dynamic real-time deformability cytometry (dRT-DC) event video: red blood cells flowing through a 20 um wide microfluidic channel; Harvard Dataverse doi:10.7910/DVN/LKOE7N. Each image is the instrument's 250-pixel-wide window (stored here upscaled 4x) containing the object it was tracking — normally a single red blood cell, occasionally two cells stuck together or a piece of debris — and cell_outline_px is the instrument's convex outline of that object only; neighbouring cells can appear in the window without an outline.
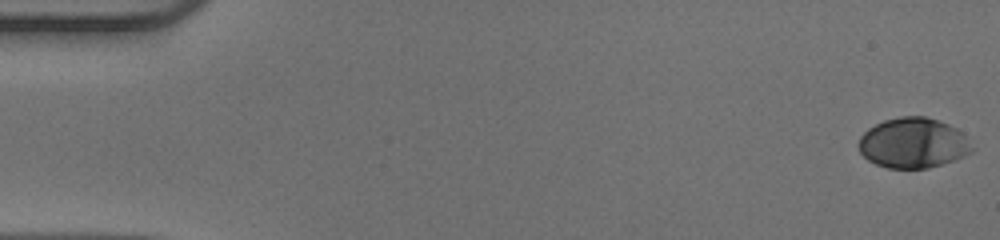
{"species": "human", "species_latin": "Homo sapiens", "temperature_condition": "warm", "stored_images_in_passage": 52, "camera_frame_rate_fps": 3000, "um_per_image_px": 0.085, "donor": {"sex": "male"}, "frame": {"image": 1, "passage_image": 1, "time_ms": 0.0, "image_size_px": [1000, 240], "cell_outline_px": [[976, 148], [972, 152], [964, 156], [928, 168], [888, 168], [876, 164], [868, 160], [860, 152], [856, 144], [860, 136], [868, 128], [884, 120], [900, 116], [924, 116], [948, 124], [956, 128]], "centroid_in_image_um": [77.59, 12.15], "position_along_channel_um": 7.4, "area_um2": 33.18}}
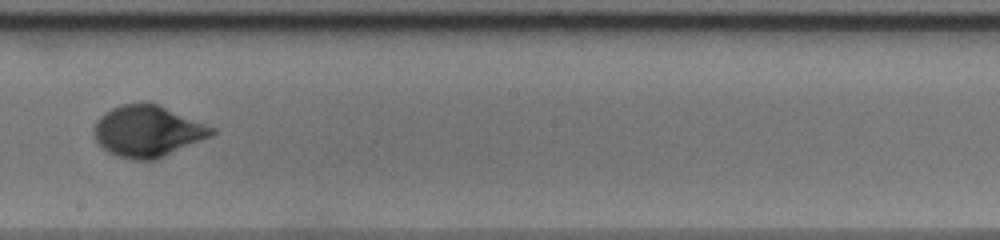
{"frame": {"image": 2, "passage_image": 30, "time_ms": 9.667, "image_size_px": [1000, 240], "cell_outline_px": [[216, 132], [212, 136], [156, 160], [132, 160], [116, 156], [108, 152], [96, 140], [92, 128], [96, 120], [104, 112], [120, 104], [144, 100], [160, 104], [216, 128]], "centroid_in_image_um": [12.55, 11.12], "position_along_channel_um": 235.7, "area_um2": 36.01}}
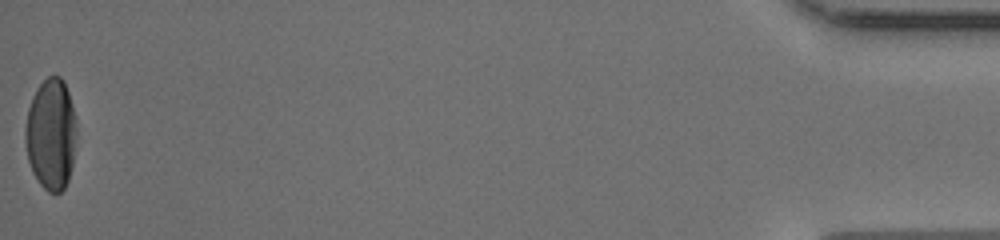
{"frame": {"image": 3, "passage_image": 52, "time_ms": 17.0, "image_size_px": [1000, 240], "cell_outline_px": [[76, 136], [72, 164], [68, 180], [64, 188], [60, 192], [48, 192], [40, 184], [32, 172], [28, 160], [24, 140], [24, 128], [28, 108], [32, 96], [36, 88], [48, 76], [60, 76], [64, 80], [72, 104], [76, 120]], "centroid_in_image_um": [4.32, 11.39], "position_along_channel_um": 430.9, "area_um2": 33.52}, "authors_computed_cell_mechanics": {"area_um2": 33.6107, "velocity_mm_per_s": 3.9882, "shape_relaxation_time_tau1_ms": 3.8664, "shape_relaxation_time_tau2_ms": null, "deformation_change_tau1": 0.1975, "deformation_change_tau2": null}}